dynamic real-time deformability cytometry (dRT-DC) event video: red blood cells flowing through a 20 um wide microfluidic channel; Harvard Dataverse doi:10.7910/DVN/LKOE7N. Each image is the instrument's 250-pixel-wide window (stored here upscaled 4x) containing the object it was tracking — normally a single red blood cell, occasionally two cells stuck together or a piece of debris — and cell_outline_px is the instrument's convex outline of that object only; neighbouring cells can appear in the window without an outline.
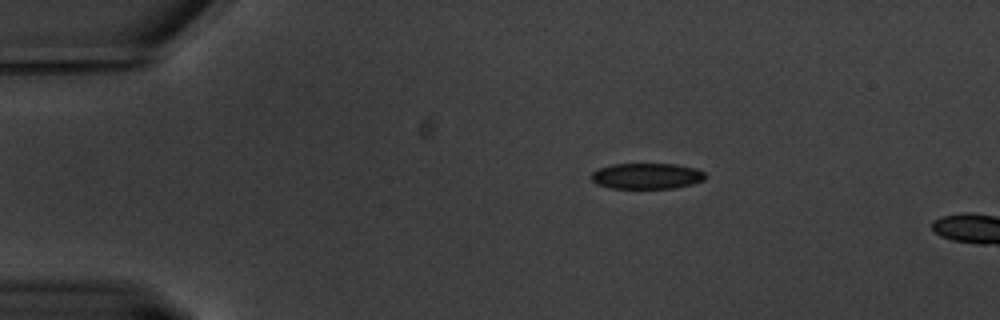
{"species": "common noctule bat (a hibernating species)", "species_latin": "Nyctalus noctula", "temperature_condition": "warm", "stored_images_in_passage": 5, "camera_frame_rate_fps": 3000, "um_per_image_px": 0.085, "animal": {"sex": "male", "body_mass_g": 20.1, "forearm_length_mm": 53.5}, "frame": {"image": 1, "passage_image": 1, "time_ms": 0.0, "image_size_px": [1000, 320], "cell_outline_px": [[708, 176], [704, 180], [692, 184], [672, 188], [608, 188], [596, 184], [592, 180], [592, 172], [600, 168], [612, 164], [676, 164], [696, 168], [704, 172]], "centroid_in_image_um": [55.0, 14.96], "position_along_channel_um": 30.0, "area_um2": 17.22}}